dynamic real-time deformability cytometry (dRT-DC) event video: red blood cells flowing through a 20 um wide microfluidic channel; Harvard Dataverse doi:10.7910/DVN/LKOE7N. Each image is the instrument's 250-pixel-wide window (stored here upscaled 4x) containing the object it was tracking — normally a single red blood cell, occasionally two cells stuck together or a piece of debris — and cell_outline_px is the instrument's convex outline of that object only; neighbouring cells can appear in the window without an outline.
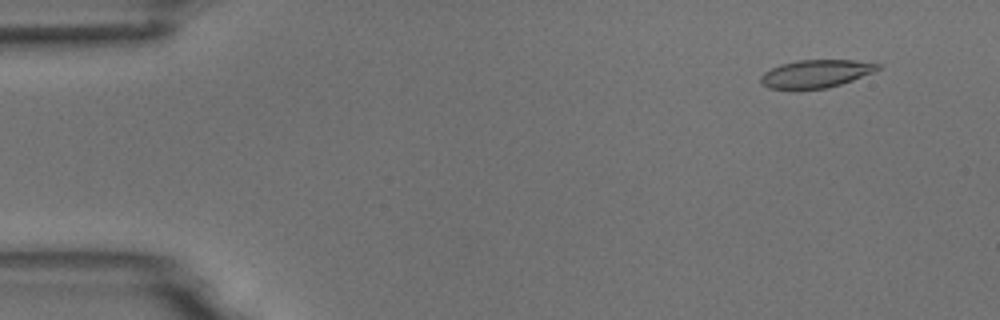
{"species": "common noctule bat (a hibernating species)", "species_latin": "Nyctalus noctula", "temperature_condition": "room temperature", "stored_images_in_passage": 54, "camera_frame_rate_fps": 3000, "um_per_image_px": 0.085, "animal": {"sex": "male", "body_mass_g": 18.8}, "frame": {"image": 1, "passage_image": 5, "time_ms": 1.333, "image_size_px": [1000, 320], "cell_outline_px": [[880, 68], [872, 72], [852, 80], [828, 88], [768, 88], [760, 84], [760, 76], [764, 72], [780, 64], [796, 60], [852, 60], [880, 64]], "centroid_in_image_um": [69.31, 6.25], "position_along_channel_um": 15.7, "area_um2": 18.73}}
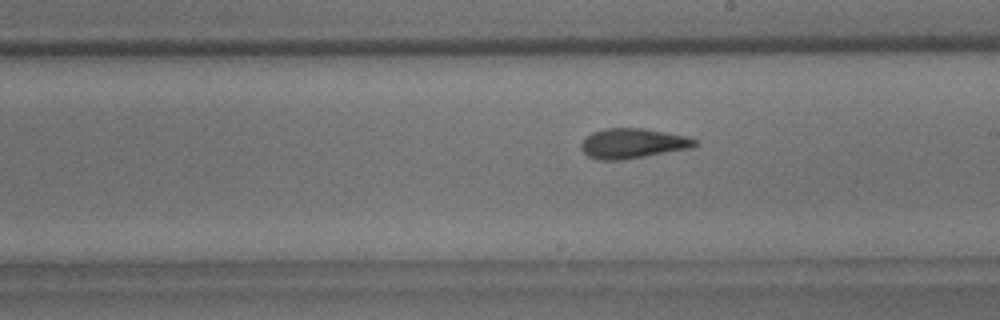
{"frame": {"image": 2, "passage_image": 31, "time_ms": 10.0, "image_size_px": [1000, 320], "cell_outline_px": [[696, 144], [692, 148], [624, 160], [600, 160], [588, 156], [580, 148], [580, 144], [592, 132], [604, 128], [644, 128], [688, 136], [696, 140]], "centroid_in_image_um": [53.78, 12.19], "position_along_channel_um": 235.2, "area_um2": 19.94}}
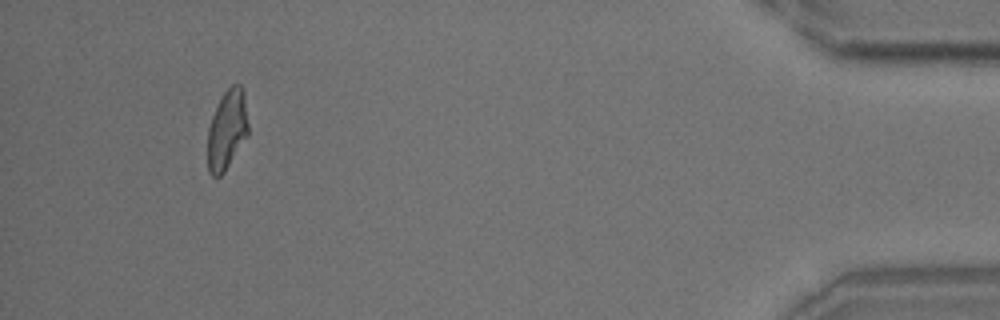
{"frame": {"image": 3, "passage_image": 51, "time_ms": 16.667, "image_size_px": [1000, 320], "cell_outline_px": [[248, 136], [224, 172], [220, 176], [212, 176], [208, 172], [208, 128], [212, 116], [224, 92], [232, 84], [240, 84], [244, 92], [248, 124]], "centroid_in_image_um": [19.31, 11.04], "position_along_channel_um": 415.9, "area_um2": 18.79}, "authors_computed_cell_mechanics": {"area_um2": 19.7676, "velocity_mm_per_s": 3.7244, "shape_relaxation_time_tau1_ms": 4.5062, "shape_relaxation_time_tau2_ms": 2.0104, "deformation_change_tau1": 0.168, "deformation_change_tau2": 0.1081}}